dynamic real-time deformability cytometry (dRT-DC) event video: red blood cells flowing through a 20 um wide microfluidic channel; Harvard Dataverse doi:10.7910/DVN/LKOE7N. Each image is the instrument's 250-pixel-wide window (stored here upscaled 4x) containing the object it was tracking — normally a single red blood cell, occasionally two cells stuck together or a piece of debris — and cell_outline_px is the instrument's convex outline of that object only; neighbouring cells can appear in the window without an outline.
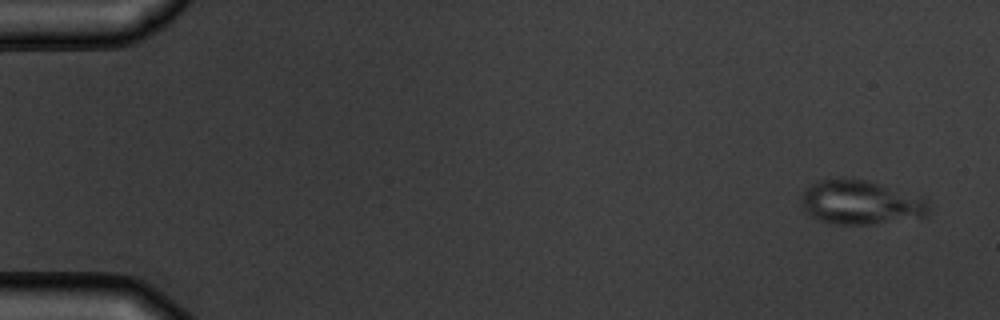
{"species": "common noctule bat (a hibernating species)", "species_latin": "Nyctalus noctula", "temperature_condition": "warm", "stored_images_in_passage": 5, "camera_frame_rate_fps": 3000, "um_per_image_px": 0.085, "animal": {"sex": "male", "body_mass_g": 19.5, "forearm_length_mm": 54.6}, "frame": {"image": 1, "passage_image": 1, "time_ms": 0.0, "image_size_px": [1000, 320], "cell_outline_px": [[928, 212], [924, 216], [868, 224], [836, 224], [820, 220], [808, 216], [800, 204], [800, 196], [812, 184], [820, 180], [840, 176], [844, 176], [868, 180], [924, 196], [928, 200]], "centroid_in_image_um": [73.12, 17.16], "position_along_channel_um": 11.9, "area_um2": 33.23}}